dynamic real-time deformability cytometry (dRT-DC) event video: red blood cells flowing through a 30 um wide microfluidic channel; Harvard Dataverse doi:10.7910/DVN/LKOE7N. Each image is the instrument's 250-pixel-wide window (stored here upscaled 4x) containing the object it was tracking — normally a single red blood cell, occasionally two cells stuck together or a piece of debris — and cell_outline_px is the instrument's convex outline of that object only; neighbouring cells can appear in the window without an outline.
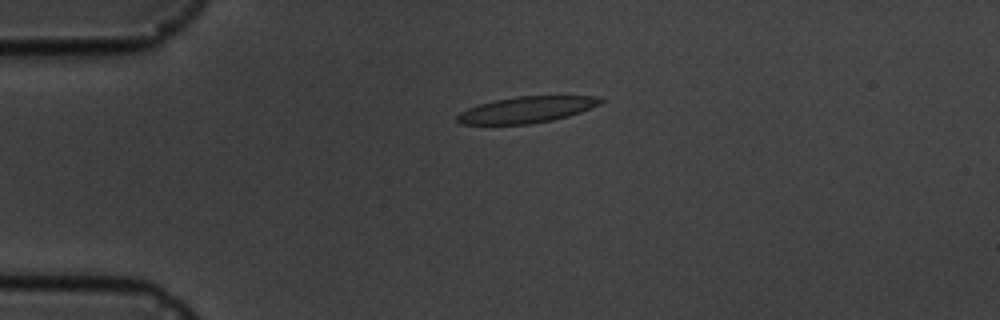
{"species": "common noctule bat (a hibernating species)", "species_latin": "Nyctalus noctula", "temperature_condition": "cold", "stored_images_in_passage": 5, "camera_frame_rate_fps": 3000, "um_per_image_px": 0.085, "animal": {"sex": "male", "body_mass_g": 19.5, "forearm_length_mm": 54.6}, "frame": {"image": 1, "passage_image": 4, "time_ms": 3.667, "image_size_px": [1000, 320], "cell_outline_px": [[604, 100], [600, 104], [580, 112], [568, 116], [552, 120], [532, 124], [460, 124], [456, 120], [456, 116], [460, 112], [468, 108], [480, 104], [496, 100], [516, 96], [600, 96]], "centroid_in_image_um": [44.77, 9.32], "position_along_channel_um": 40.2, "area_um2": 21.85}}